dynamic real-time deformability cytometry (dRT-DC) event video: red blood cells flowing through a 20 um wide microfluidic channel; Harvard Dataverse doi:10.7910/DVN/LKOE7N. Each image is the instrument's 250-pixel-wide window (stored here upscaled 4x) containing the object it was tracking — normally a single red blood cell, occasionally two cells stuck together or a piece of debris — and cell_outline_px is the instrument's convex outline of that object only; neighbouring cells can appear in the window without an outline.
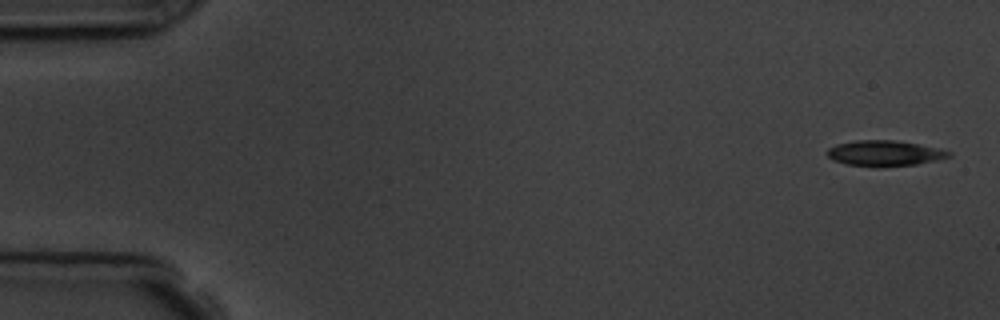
{"species": "common noctule bat (a hibernating species)", "species_latin": "Nyctalus noctula", "temperature_condition": "room temperature", "stored_images_in_passage": 5, "camera_frame_rate_fps": 3000, "um_per_image_px": 0.085, "animal": {"sex": "male", "body_mass_g": 19.5, "forearm_length_mm": 54.6}, "frame": {"image": 1, "passage_image": 1, "time_ms": 0.0, "image_size_px": [1000, 320], "cell_outline_px": [[952, 156], [936, 160], [916, 164], [884, 168], [876, 168], [848, 164], [832, 160], [824, 152], [828, 148], [836, 144], [856, 140], [892, 140], [940, 148], [952, 152]], "centroid_in_image_um": [75.16, 13.04], "position_along_channel_um": 9.8, "area_um2": 18.44}}
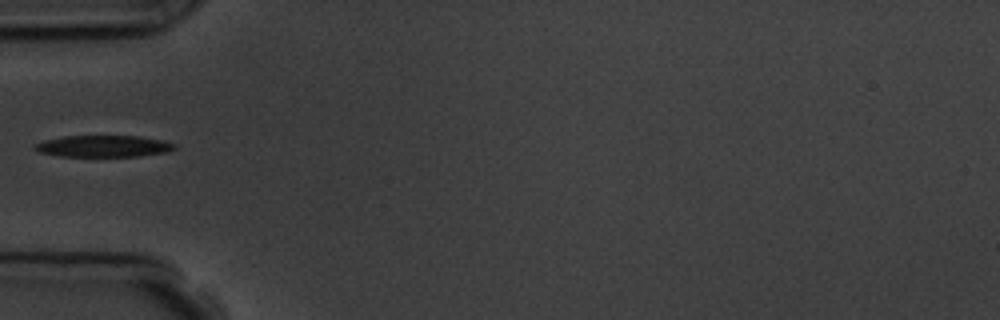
{"frame": {"image": 2, "passage_image": 5, "time_ms": 5.333, "image_size_px": [1000, 320], "cell_outline_px": [[176, 148], [168, 152], [136, 156], [60, 156], [40, 152], [32, 148], [36, 144], [44, 140], [64, 136], [140, 136], [164, 140], [176, 144]], "centroid_in_image_um": [8.83, 12.42], "position_along_channel_um": 76.2, "area_um2": 17.57}}